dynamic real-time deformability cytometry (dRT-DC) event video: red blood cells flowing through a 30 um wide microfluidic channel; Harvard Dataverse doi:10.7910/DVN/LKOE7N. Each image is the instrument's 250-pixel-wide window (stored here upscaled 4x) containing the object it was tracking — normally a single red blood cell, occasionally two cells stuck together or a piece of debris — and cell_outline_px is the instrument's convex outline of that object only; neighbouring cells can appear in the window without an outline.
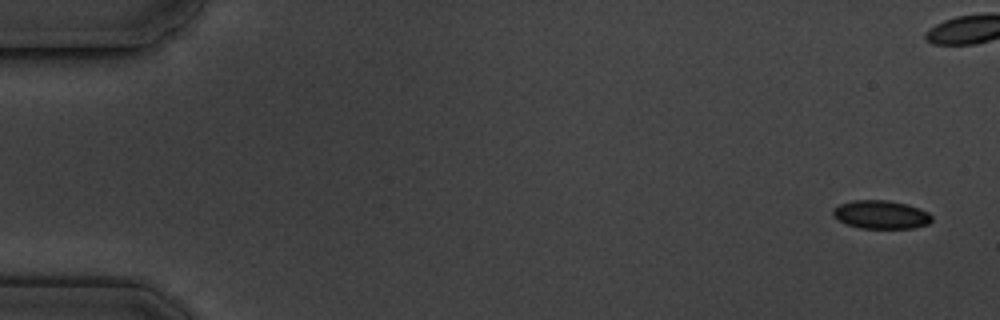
{"species": "common noctule bat (a hibernating species)", "species_latin": "Nyctalus noctula", "temperature_condition": "cold", "stored_images_in_passage": 16, "camera_frame_rate_fps": 3000, "um_per_image_px": 0.085, "animal": {"sex": "male", "body_mass_g": 19.5, "forearm_length_mm": 54.6}, "frame": {"image": 1, "passage_image": 1, "time_ms": 0.0, "image_size_px": [1000, 320], "cell_outline_px": [[932, 220], [928, 224], [912, 228], [860, 228], [844, 224], [832, 216], [832, 208], [840, 204], [852, 200], [888, 200], [908, 204], [920, 208], [928, 212], [932, 216]], "centroid_in_image_um": [74.85, 18.24], "position_along_channel_um": 10.1, "area_um2": 16.59}}
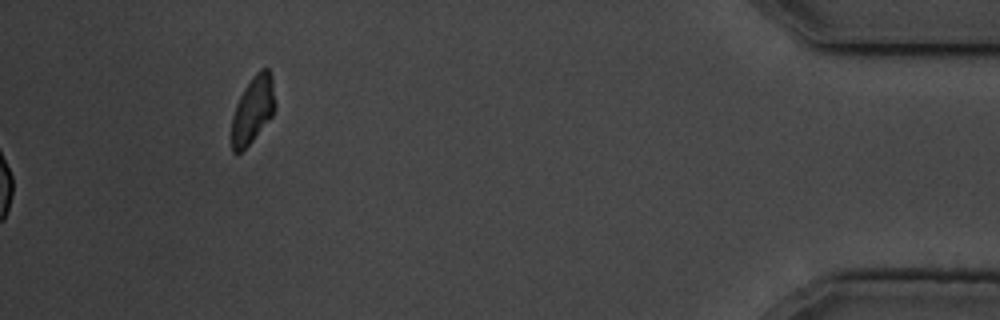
{"frame": {"image": 2, "passage_image": 16, "time_ms": 19.0, "image_size_px": [1000, 320], "cell_outline_px": [[276, 104], [272, 116], [252, 140], [240, 152], [232, 152], [232, 116], [236, 104], [244, 88], [252, 76], [260, 68], [268, 68], [272, 76]], "centroid_in_image_um": [21.51, 9.27], "position_along_channel_um": 413.7, "area_um2": 16.88}, "authors_computed_cell_mechanics": {"area_um2": 16.9065, "velocity_mm_per_s": 3.4819, "shape_relaxation_time_tau1_ms": 1.7521, "shape_relaxation_time_tau2_ms": 2.0621, "deformation_change_tau1": 0.0588, "deformation_change_tau2": 0.0372}}